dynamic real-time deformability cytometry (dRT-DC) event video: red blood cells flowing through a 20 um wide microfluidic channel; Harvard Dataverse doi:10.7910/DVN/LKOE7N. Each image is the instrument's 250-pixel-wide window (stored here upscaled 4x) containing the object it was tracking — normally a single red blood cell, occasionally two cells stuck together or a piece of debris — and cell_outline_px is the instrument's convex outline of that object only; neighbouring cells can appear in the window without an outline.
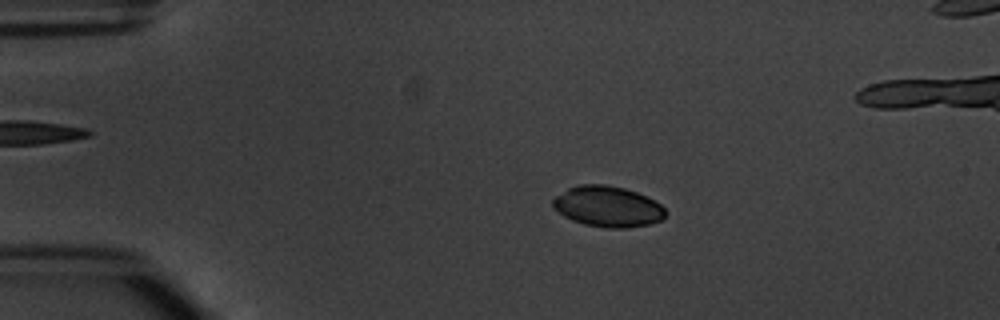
{"species": "common noctule bat (a hibernating species)", "species_latin": "Nyctalus noctula", "temperature_condition": "warm", "stored_images_in_passage": 6, "camera_frame_rate_fps": 3000, "um_per_image_px": 0.085, "animal": {"sex": "male", "body_mass_g": 20.1, "forearm_length_mm": 53.5}, "frame": {"image": 1, "passage_image": 4, "time_ms": 3.0, "image_size_px": [1000, 320], "cell_outline_px": [[664, 220], [648, 224], [624, 228], [604, 228], [584, 224], [572, 220], [564, 216], [552, 208], [552, 200], [556, 196], [568, 188], [580, 184], [608, 184], [624, 188], [636, 192], [660, 204], [664, 208]], "centroid_in_image_um": [51.62, 17.55], "position_along_channel_um": 33.4, "area_um2": 26.7}}